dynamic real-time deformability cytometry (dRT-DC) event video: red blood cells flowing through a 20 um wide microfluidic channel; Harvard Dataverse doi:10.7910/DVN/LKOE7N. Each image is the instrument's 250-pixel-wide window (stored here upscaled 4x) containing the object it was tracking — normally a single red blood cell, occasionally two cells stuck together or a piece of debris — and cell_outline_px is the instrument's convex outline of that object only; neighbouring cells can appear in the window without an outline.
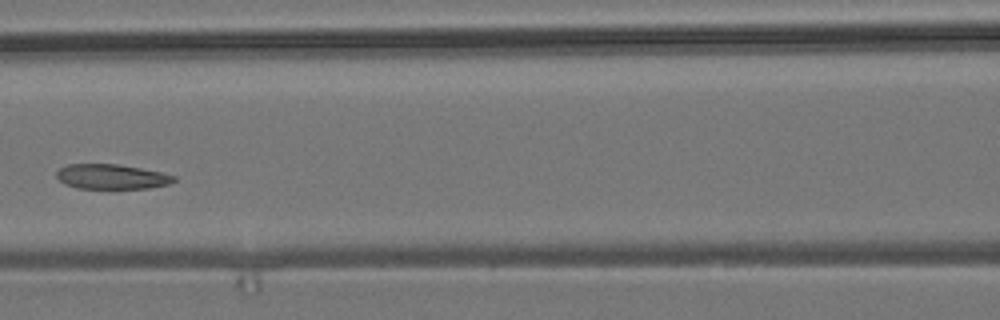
{"species": "common noctule bat (a hibernating species)", "species_latin": "Nyctalus noctula", "temperature_condition": "room temperature", "stored_images_in_passage": 9, "camera_frame_rate_fps": 3000, "um_per_image_px": 0.085, "animal": {"sex": "male", "body_mass_g": 19.2, "forearm_length_mm": 51.8}, "frame": {"image": 1, "passage_image": 6, "time_ms": 1.667, "image_size_px": [1000, 320], "cell_outline_px": [[176, 180], [168, 184], [148, 188], [76, 188], [64, 184], [56, 176], [56, 172], [60, 168], [68, 164], [116, 164], [140, 168], [160, 172], [176, 176]], "centroid_in_image_um": [9.46, 15.01], "position_along_channel_um": 157.1, "area_um2": 16.88}}
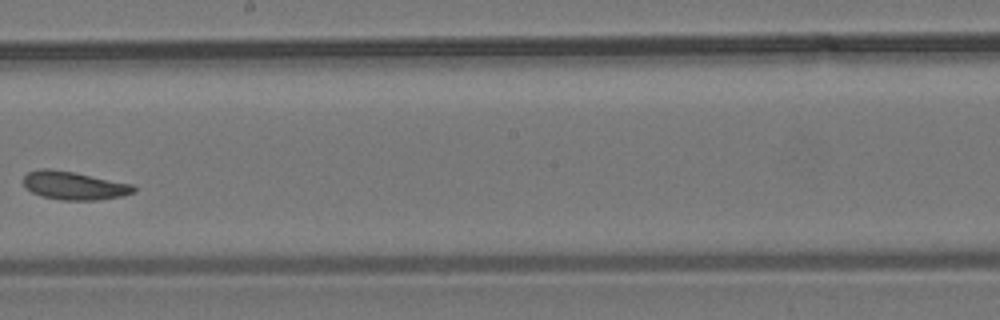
{"frame": {"image": 2, "passage_image": 8, "time_ms": 2.333, "image_size_px": [1000, 320], "cell_outline_px": [[136, 192], [120, 196], [96, 200], [60, 200], [40, 196], [32, 192], [24, 184], [24, 176], [28, 172], [40, 168], [52, 168], [132, 184], [136, 188]], "centroid_in_image_um": [6.28, 15.77], "position_along_channel_um": 241.9, "area_um2": 18.03}}
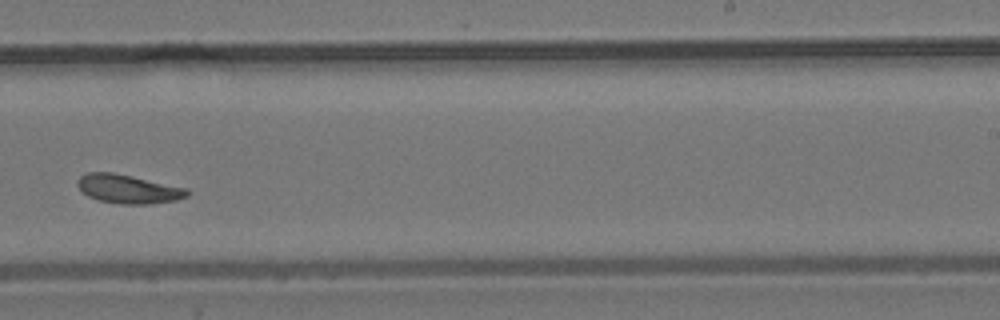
{"frame": {"image": 3, "passage_image": 9, "time_ms": 2.667, "image_size_px": [1000, 320], "cell_outline_px": [[188, 196], [176, 200], [152, 204], [120, 204], [96, 200], [88, 196], [76, 184], [76, 180], [80, 176], [88, 172], [112, 172], [188, 188]], "centroid_in_image_um": [10.88, 16.07], "position_along_channel_um": 278.1, "area_um2": 18.44}}